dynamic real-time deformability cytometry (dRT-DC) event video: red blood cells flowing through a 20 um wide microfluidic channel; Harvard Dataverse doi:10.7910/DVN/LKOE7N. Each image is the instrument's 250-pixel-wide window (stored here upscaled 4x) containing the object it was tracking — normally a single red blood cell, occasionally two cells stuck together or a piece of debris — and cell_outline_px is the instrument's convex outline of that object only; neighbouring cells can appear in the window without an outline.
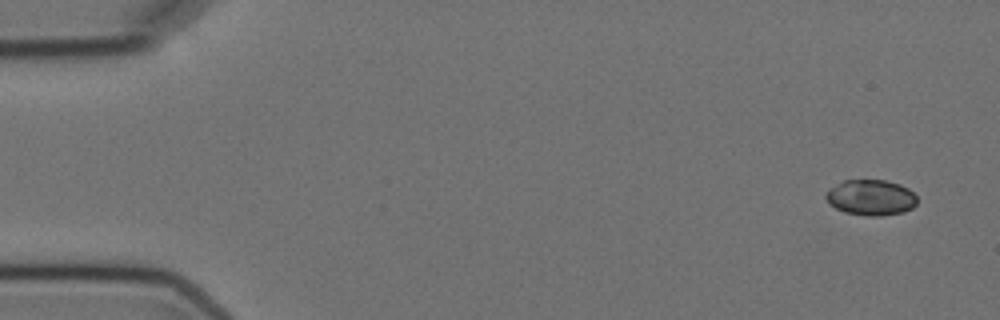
{"species": "Egyptian fruit bat (a non-hibernating species)", "species_latin": "Rousettus aegyptiacus", "temperature_condition": "cold", "stored_images_in_passage": 4, "camera_frame_rate_fps": 3000, "um_per_image_px": 0.085, "animal": {"sex": "female"}, "frame": {"image": 1, "passage_image": 1, "time_ms": 0.0, "image_size_px": [1000, 320], "cell_outline_px": [[916, 204], [912, 208], [904, 212], [880, 216], [864, 216], [844, 212], [828, 204], [824, 196], [828, 188], [844, 180], [884, 180], [900, 184], [908, 188], [916, 196]], "centroid_in_image_um": [73.99, 16.79], "position_along_channel_um": 11.0, "area_um2": 19.19}}
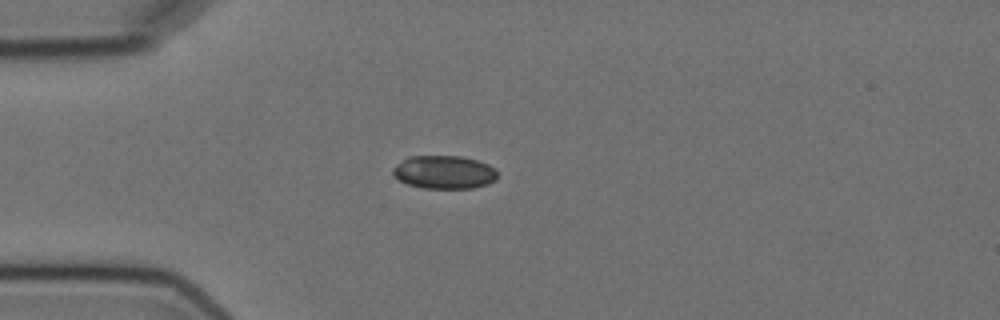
{"frame": {"image": 2, "passage_image": 4, "time_ms": 4.0, "image_size_px": [1000, 320], "cell_outline_px": [[496, 180], [488, 184], [472, 188], [424, 188], [408, 184], [392, 176], [392, 168], [396, 164], [408, 156], [460, 156], [476, 160], [488, 164], [496, 168]], "centroid_in_image_um": [37.74, 14.63], "position_along_channel_um": 47.3, "area_um2": 20.35}}